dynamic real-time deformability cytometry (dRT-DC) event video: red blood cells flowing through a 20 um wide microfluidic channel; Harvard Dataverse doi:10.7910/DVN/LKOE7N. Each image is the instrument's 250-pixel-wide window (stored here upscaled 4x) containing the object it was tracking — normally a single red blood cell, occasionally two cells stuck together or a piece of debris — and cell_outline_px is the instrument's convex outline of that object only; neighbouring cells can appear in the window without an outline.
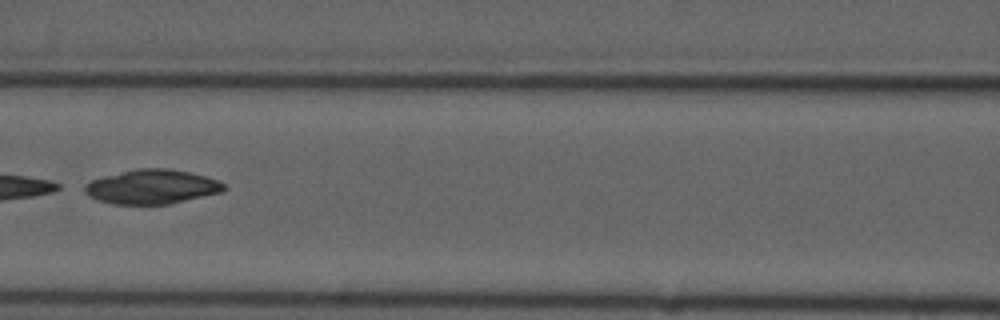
{"species": "common noctule bat (a hibernating species)", "species_latin": "Nyctalus noctula", "temperature_condition": "cold", "stored_images_in_passage": 10, "camera_frame_rate_fps": 3000, "um_per_image_px": 0.085, "animal": {"sex": "male", "forearm_length_mm": 52.5}, "frame": {"image": 1, "passage_image": 7, "time_ms": 8.0, "image_size_px": [1000, 320], "cell_outline_px": [[228, 188], [220, 192], [172, 204], [112, 204], [96, 200], [88, 196], [84, 192], [84, 184], [92, 180], [104, 176], [136, 168], [168, 168], [188, 172], [204, 176], [216, 180], [224, 184]], "centroid_in_image_um": [12.87, 15.88], "position_along_channel_um": 153.7, "area_um2": 27.92}}
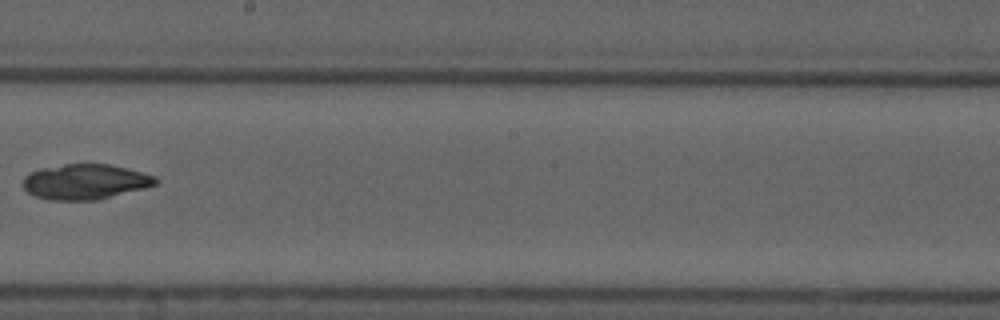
{"frame": {"image": 2, "passage_image": 9, "time_ms": 10.333, "image_size_px": [1000, 320], "cell_outline_px": [[160, 180], [156, 184], [144, 188], [96, 200], [48, 200], [36, 196], [28, 192], [24, 188], [24, 176], [40, 168], [64, 164], [108, 164], [128, 168], [156, 176]], "centroid_in_image_um": [7.26, 15.44], "position_along_channel_um": 240.9, "area_um2": 27.17}}
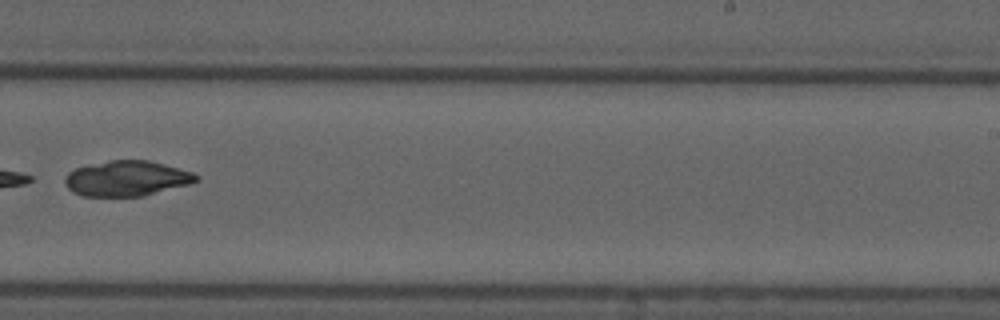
{"frame": {"image": 3, "passage_image": 10, "time_ms": 11.333, "image_size_px": [1000, 320], "cell_outline_px": [[200, 180], [188, 184], [144, 196], [80, 196], [72, 192], [64, 184], [64, 180], [68, 172], [76, 168], [112, 160], [148, 160], [192, 172], [200, 176]], "centroid_in_image_um": [10.76, 15.18], "position_along_channel_um": 278.2, "area_um2": 26.88}}